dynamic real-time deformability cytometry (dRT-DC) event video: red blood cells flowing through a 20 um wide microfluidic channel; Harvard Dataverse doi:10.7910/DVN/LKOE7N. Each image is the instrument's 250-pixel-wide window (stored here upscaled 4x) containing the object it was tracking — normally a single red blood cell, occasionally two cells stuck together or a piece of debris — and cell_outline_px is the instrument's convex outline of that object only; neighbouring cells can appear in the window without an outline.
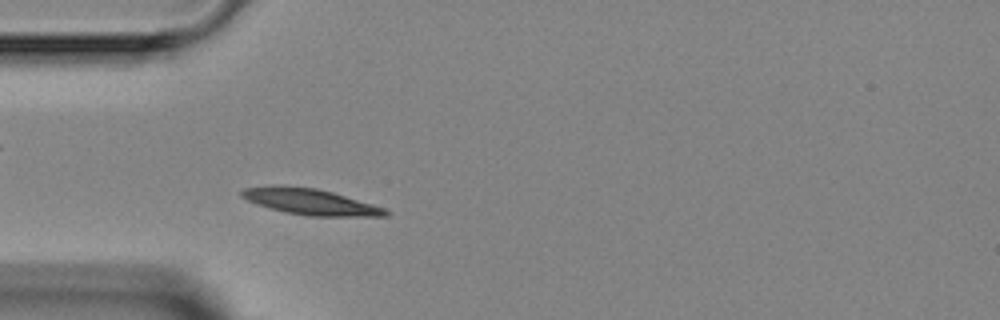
{"species": "Egyptian fruit bat (a non-hibernating species)", "species_latin": "Rousettus aegyptiacus", "temperature_condition": "room temperature", "stored_images_in_passage": 3, "camera_frame_rate_fps": 3000, "um_per_image_px": 0.085, "animal": {"sex": "female"}, "frame": {"image": 1, "passage_image": 3, "time_ms": 3.333, "image_size_px": [1000, 320], "cell_outline_px": [[392, 212], [388, 216], [308, 216], [284, 212], [256, 204], [240, 196], [240, 192], [244, 188], [272, 184], [280, 184], [316, 188], [332, 192], [372, 204], [384, 208]], "centroid_in_image_um": [26.33, 17.13], "position_along_channel_um": 58.7, "area_um2": 22.02}}